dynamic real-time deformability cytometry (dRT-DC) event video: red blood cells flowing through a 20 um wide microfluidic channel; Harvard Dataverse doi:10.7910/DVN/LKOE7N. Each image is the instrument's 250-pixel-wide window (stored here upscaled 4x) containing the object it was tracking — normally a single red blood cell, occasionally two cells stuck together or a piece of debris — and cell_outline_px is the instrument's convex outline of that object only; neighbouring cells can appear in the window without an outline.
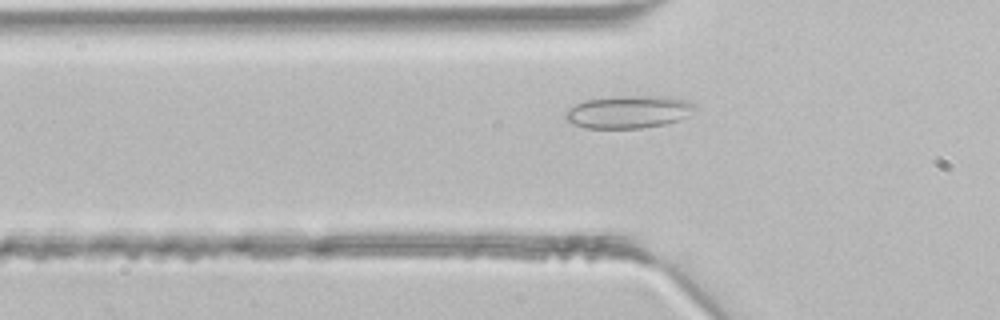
{"species": "common noctule bat (a hibernating species)", "species_latin": "Nyctalus noctula", "temperature_condition": "room temperature", "stored_images_in_passage": 4, "camera_frame_rate_fps": 3000, "um_per_image_px": 0.085, "animal": {"sex": "male", "body_mass_g": 21.5, "forearm_length_mm": 52.0}, "frame": {"image": 1, "passage_image": 4, "time_ms": 1.0, "image_size_px": [1000, 320], "cell_outline_px": [[696, 108], [688, 116], [680, 120], [664, 124], [640, 128], [584, 128], [572, 124], [564, 120], [564, 112], [568, 108], [584, 100], [612, 96], [668, 96], [688, 100], [696, 104]], "centroid_in_image_um": [53.41, 9.5], "position_along_channel_um": 72.4, "area_um2": 25.09}}